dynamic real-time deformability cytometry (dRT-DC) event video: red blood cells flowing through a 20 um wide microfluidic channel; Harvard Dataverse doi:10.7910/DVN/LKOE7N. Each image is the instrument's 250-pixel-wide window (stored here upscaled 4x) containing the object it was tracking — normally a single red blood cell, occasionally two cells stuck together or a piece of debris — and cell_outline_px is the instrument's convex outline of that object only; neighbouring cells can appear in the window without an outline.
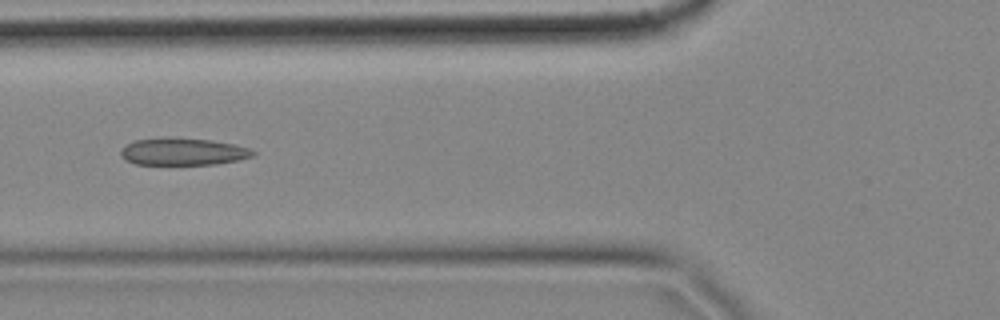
{"species": "common noctule bat (a hibernating species)", "species_latin": "Nyctalus noctula", "temperature_condition": "cold", "stored_images_in_passage": 56, "camera_frame_rate_fps": 3000, "um_per_image_px": 0.085, "animal": {"sex": "female", "body_mass_g": 18.4}, "frame": {"image": 1, "passage_image": 20, "time_ms": 6.333, "image_size_px": [1000, 320], "cell_outline_px": [[256, 156], [216, 164], [136, 164], [124, 160], [120, 156], [120, 148], [136, 140], [212, 140], [232, 144], [248, 148], [256, 152]], "centroid_in_image_um": [15.57, 12.93], "position_along_channel_um": 110.2, "area_um2": 20.06}}
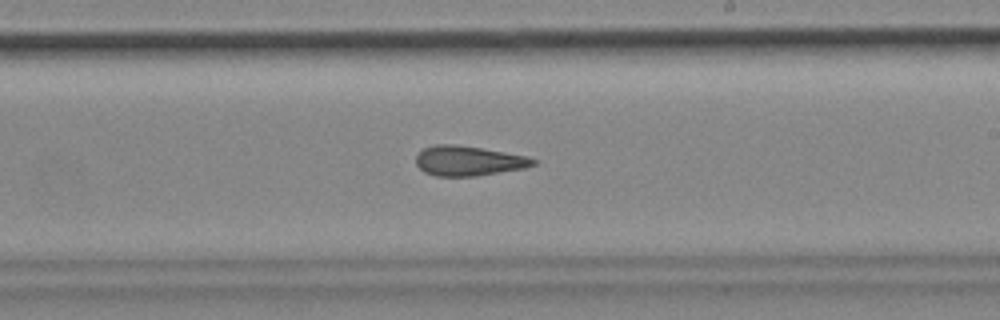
{"frame": {"image": 2, "passage_image": 32, "time_ms": 10.333, "image_size_px": [1000, 320], "cell_outline_px": [[540, 160], [536, 164], [524, 168], [476, 176], [436, 176], [424, 172], [416, 164], [416, 156], [424, 148], [436, 144], [452, 144], [480, 148], [528, 156]], "centroid_in_image_um": [39.84, 13.67], "position_along_channel_um": 249.2, "area_um2": 20.35}}
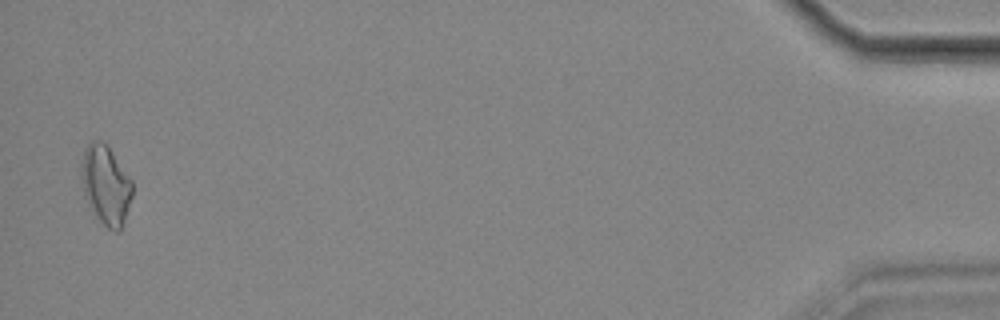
{"frame": {"image": 3, "passage_image": 55, "time_ms": 18.0, "image_size_px": [1000, 320], "cell_outline_px": [[132, 196], [124, 220], [120, 228], [116, 232], [108, 228], [92, 212], [84, 196], [80, 180], [80, 164], [84, 148], [92, 140], [104, 140], [108, 144], [132, 180]], "centroid_in_image_um": [8.95, 15.65], "position_along_channel_um": 426.2, "area_um2": 23.93}, "authors_computed_cell_mechanics": {"area_um2": 21.1548, "velocity_mm_per_s": 3.4768, "shape_relaxation_time_tau1_ms": null, "shape_relaxation_time_tau2_ms": 3.8863, "deformation_change_tau1": null, "deformation_change_tau2": 0.1272}}